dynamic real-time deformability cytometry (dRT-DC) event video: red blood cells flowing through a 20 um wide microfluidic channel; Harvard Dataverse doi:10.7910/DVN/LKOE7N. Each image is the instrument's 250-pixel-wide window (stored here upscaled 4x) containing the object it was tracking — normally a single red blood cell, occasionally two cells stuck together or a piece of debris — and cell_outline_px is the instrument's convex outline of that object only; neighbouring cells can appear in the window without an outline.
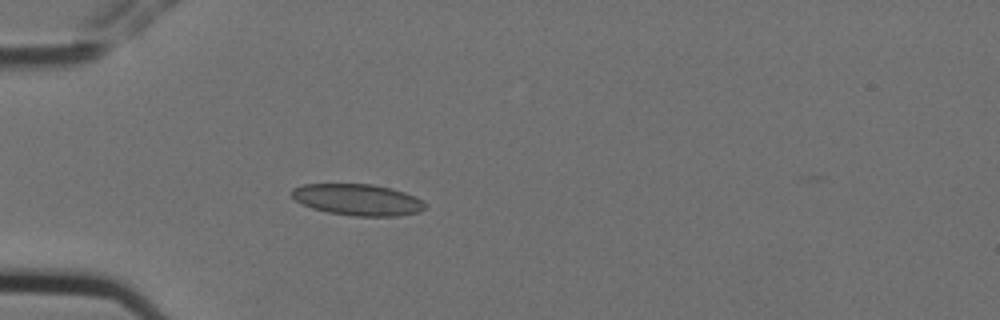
{"species": "Egyptian fruit bat (a non-hibernating species)", "species_latin": "Rousettus aegyptiacus", "temperature_condition": "cold", "stored_images_in_passage": 5, "camera_frame_rate_fps": 3000, "um_per_image_px": 0.085, "animal": {"sex": "female"}, "frame": {"image": 1, "passage_image": 5, "time_ms": 1.333, "image_size_px": [1000, 320], "cell_outline_px": [[424, 208], [420, 212], [400, 216], [356, 216], [328, 212], [312, 208], [296, 200], [292, 196], [292, 188], [304, 184], [372, 184], [392, 188], [416, 196], [424, 204]], "centroid_in_image_um": [30.42, 16.97], "position_along_channel_um": 54.6, "area_um2": 24.28}}